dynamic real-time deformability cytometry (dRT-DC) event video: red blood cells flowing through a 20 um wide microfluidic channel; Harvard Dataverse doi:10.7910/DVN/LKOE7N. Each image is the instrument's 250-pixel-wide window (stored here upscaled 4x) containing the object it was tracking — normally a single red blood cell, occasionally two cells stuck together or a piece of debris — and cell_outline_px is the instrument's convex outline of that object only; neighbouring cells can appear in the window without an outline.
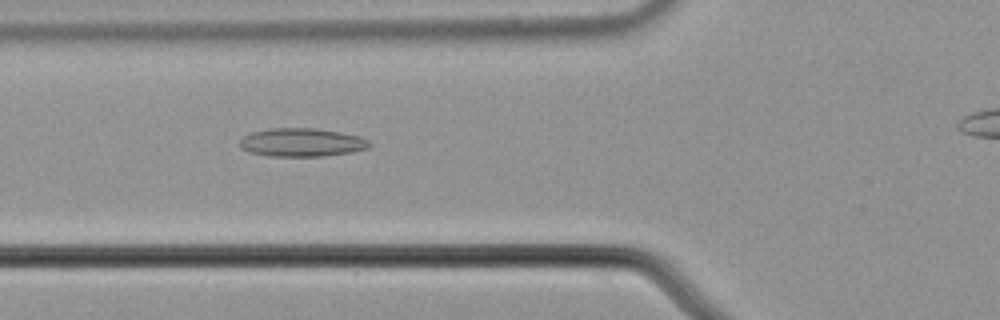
{"species": "common noctule bat (a hibernating species)", "species_latin": "Nyctalus noctula", "temperature_condition": "cold", "stored_images_in_passage": 38, "camera_frame_rate_fps": 3000, "um_per_image_px": 0.085, "animal": {"sex": "male", "body_mass_g": 21.5, "forearm_length_mm": 52.0}, "frame": {"image": 1, "passage_image": 9, "time_ms": 2.667, "image_size_px": [1000, 320], "cell_outline_px": [[372, 144], [368, 148], [352, 152], [324, 156], [268, 156], [248, 152], [240, 148], [240, 140], [244, 136], [252, 132], [268, 128], [312, 128], [340, 132], [360, 136], [368, 140]], "centroid_in_image_um": [25.64, 12.11], "position_along_channel_um": 100.2, "area_um2": 21.56}}
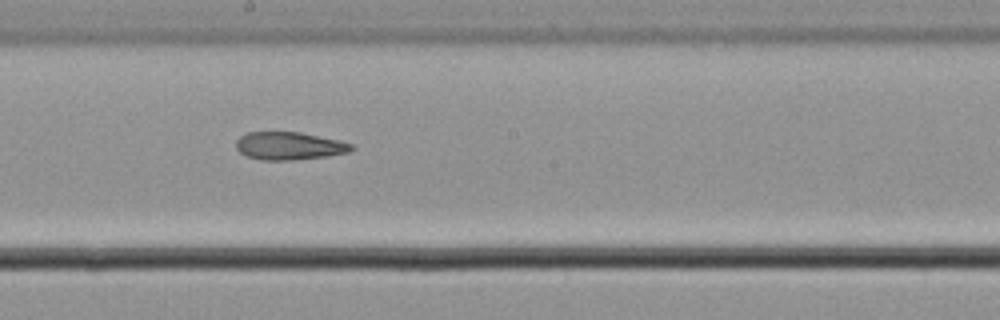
{"frame": {"image": 2, "passage_image": 19, "time_ms": 6.0, "image_size_px": [1000, 320], "cell_outline_px": [[356, 148], [348, 152], [328, 156], [292, 160], [260, 160], [248, 156], [240, 152], [236, 148], [236, 140], [240, 136], [248, 132], [300, 132], [340, 140], [352, 144]], "centroid_in_image_um": [24.6, 12.4], "position_along_channel_um": 223.6, "area_um2": 18.79}}
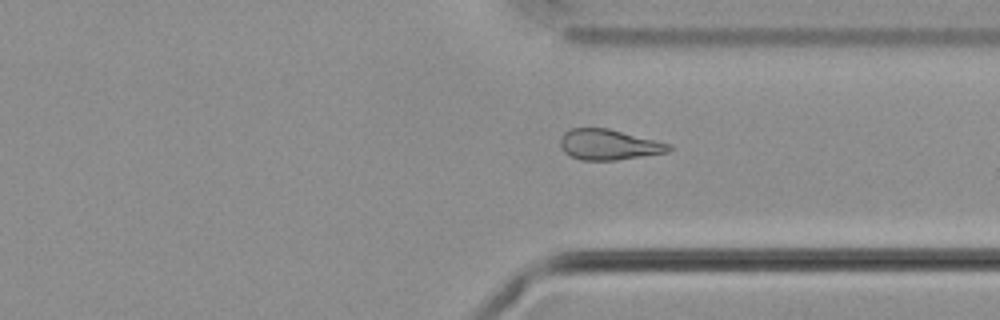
{"frame": {"image": 3, "passage_image": 30, "time_ms": 9.667, "image_size_px": [1000, 320], "cell_outline_px": [[672, 148], [668, 152], [616, 160], [580, 160], [564, 152], [560, 144], [560, 140], [564, 132], [572, 128], [608, 128], [672, 144]], "centroid_in_image_um": [51.75, 12.29], "position_along_channel_um": 359.6, "area_um2": 19.25}}